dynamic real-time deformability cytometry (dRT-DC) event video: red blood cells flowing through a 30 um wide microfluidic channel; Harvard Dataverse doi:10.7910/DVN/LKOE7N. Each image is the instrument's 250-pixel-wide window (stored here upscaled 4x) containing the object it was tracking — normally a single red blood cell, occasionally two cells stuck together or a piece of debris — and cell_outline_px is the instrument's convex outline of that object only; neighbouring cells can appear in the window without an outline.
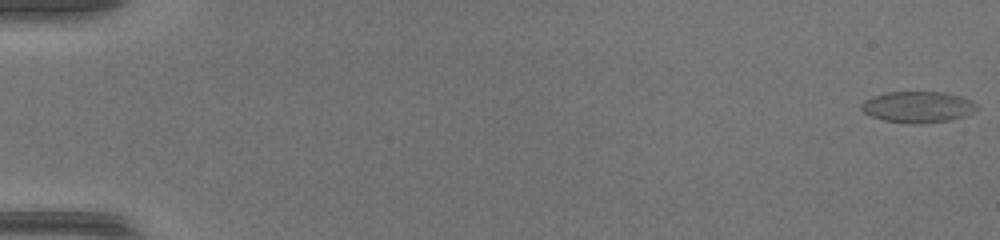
{"species": "common noctule bat (a hibernating species)", "species_latin": "Nyctalus noctula", "temperature_condition": "warm", "stored_images_in_passage": 51, "camera_frame_rate_fps": 3000, "um_per_image_px": 0.085, "animal": {"sex": "female", "body_mass_g": 17.0, "forearm_length_mm": 48.0}, "frame": {"image": 1, "passage_image": 1, "time_ms": 0.0, "image_size_px": [1000, 240], "cell_outline_px": [[976, 108], [972, 112], [964, 116], [952, 120], [884, 120], [872, 116], [864, 112], [860, 108], [860, 104], [864, 100], [872, 96], [888, 92], [944, 92], [960, 96], [976, 104]], "centroid_in_image_um": [77.97, 9.03], "position_along_channel_um": 7.0, "area_um2": 19.83}}
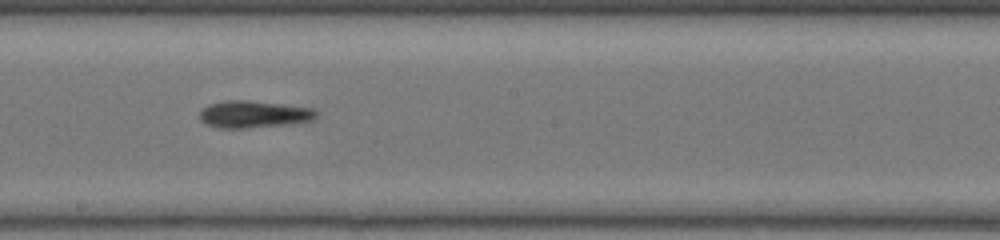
{"frame": {"image": 2, "passage_image": 30, "time_ms": 9.667, "image_size_px": [1000, 240], "cell_outline_px": [[316, 116], [312, 120], [292, 124], [244, 128], [220, 128], [204, 124], [200, 120], [200, 108], [208, 104], [224, 100], [248, 100], [312, 108], [316, 112]], "centroid_in_image_um": [21.5, 9.71], "position_along_channel_um": 226.7, "area_um2": 18.5}}
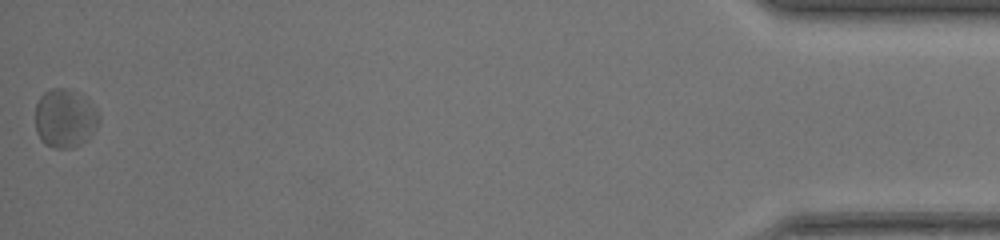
{"frame": {"image": 3, "passage_image": 51, "time_ms": 16.667, "image_size_px": [1000, 240], "cell_outline_px": [[100, 120], [96, 128], [88, 140], [80, 144], [68, 148], [52, 148], [44, 144], [40, 140], [36, 132], [36, 104], [40, 96], [44, 92], [52, 88], [68, 88], [80, 92], [96, 108], [100, 116]], "centroid_in_image_um": [5.53, 10.05], "position_along_channel_um": 429.7, "area_um2": 22.2}, "authors_computed_cell_mechanics": {"area_um2": 18.9584, "velocity_mm_per_s": 4.2118, "shape_relaxation_time_tau1_ms": 1.4274, "shape_relaxation_time_tau2_ms": 3.932, "deformation_change_tau1": 0.0743, "deformation_change_tau2": 0.1514}}